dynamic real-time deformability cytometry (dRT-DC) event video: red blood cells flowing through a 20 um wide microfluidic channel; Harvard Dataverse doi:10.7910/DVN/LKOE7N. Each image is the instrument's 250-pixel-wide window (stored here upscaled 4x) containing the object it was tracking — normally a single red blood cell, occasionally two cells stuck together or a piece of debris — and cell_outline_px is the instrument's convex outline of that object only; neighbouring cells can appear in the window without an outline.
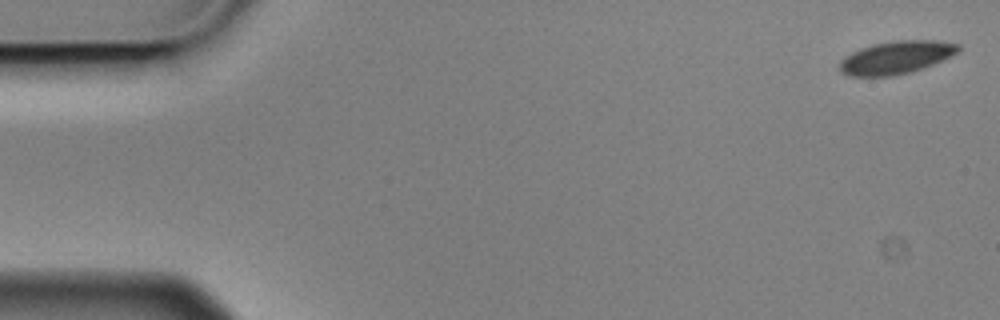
{"species": "Egyptian fruit bat (a non-hibernating species)", "species_latin": "Rousettus aegyptiacus", "temperature_condition": "cold", "stored_images_in_passage": 5, "camera_frame_rate_fps": 3000, "um_per_image_px": 0.085, "animal": {"sex": "male"}, "frame": {"image": 1, "passage_image": 1, "time_ms": 0.0, "image_size_px": [1000, 320], "cell_outline_px": [[960, 52], [952, 56], [924, 68], [892, 76], [848, 76], [840, 72], [840, 60], [844, 56], [860, 48], [872, 44], [896, 40], [940, 40], [960, 44]], "centroid_in_image_um": [76.19, 4.87], "position_along_channel_um": 8.8, "area_um2": 23.0}}
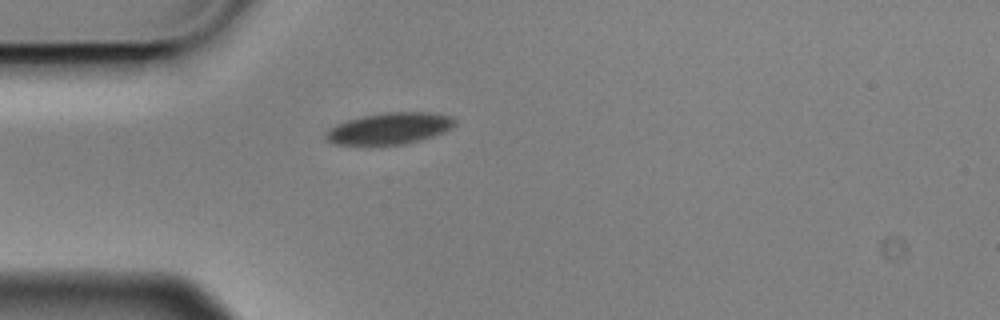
{"frame": {"image": 2, "passage_image": 5, "time_ms": 1.333, "image_size_px": [1000, 320], "cell_outline_px": [[456, 124], [452, 128], [444, 132], [420, 140], [404, 144], [336, 144], [324, 140], [324, 132], [328, 128], [336, 124], [360, 116], [384, 112], [428, 112], [452, 116], [456, 120]], "centroid_in_image_um": [33.09, 10.9], "position_along_channel_um": 51.9, "area_um2": 23.81}}